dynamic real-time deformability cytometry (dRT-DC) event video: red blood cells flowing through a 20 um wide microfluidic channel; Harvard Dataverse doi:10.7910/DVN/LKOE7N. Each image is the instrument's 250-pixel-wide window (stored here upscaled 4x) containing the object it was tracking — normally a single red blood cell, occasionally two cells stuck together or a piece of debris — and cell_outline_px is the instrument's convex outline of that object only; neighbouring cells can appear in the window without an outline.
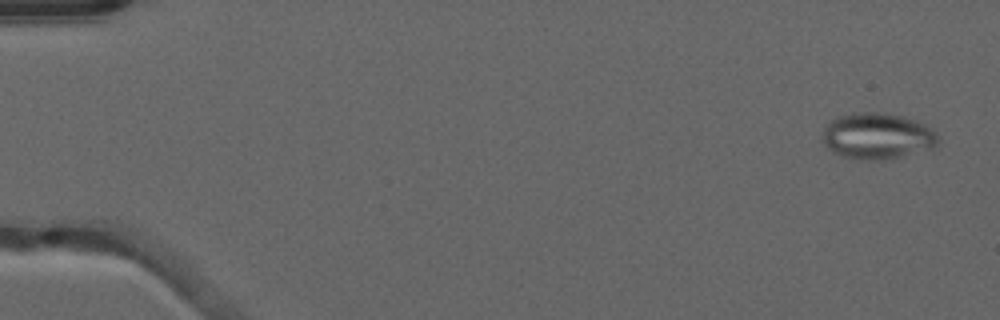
{"species": "common noctule bat (a hibernating species)", "species_latin": "Nyctalus noctula", "temperature_condition": "warm", "stored_images_in_passage": 52, "segment_of_instrument_passage": [1, 2], "camera_frame_rate_fps": 3000, "um_per_image_px": 0.085, "animal": {"sex": "male", "forearm_length_mm": 52.5}, "frame": {"image": 1, "passage_image": 3, "time_ms": 0.667, "image_size_px": [1000, 320], "cell_outline_px": [[940, 140], [936, 148], [884, 160], [860, 160], [844, 156], [832, 152], [824, 144], [820, 136], [824, 128], [836, 116], [852, 112], [884, 112], [904, 116], [916, 120], [932, 128], [936, 132]], "centroid_in_image_um": [74.59, 11.56], "position_along_channel_um": 10.4, "area_um2": 31.79}}